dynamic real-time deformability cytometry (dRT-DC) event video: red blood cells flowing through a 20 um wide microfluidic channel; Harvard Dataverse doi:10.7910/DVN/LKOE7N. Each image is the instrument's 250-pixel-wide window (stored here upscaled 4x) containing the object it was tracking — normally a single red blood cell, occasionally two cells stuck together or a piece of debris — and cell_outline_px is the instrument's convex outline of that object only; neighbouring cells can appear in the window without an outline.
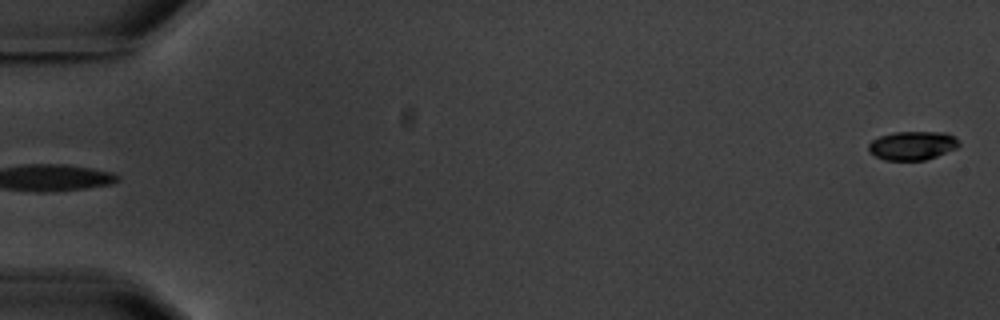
{"species": "common noctule bat (a hibernating species)", "species_latin": "Nyctalus noctula", "temperature_condition": "warm", "stored_images_in_passage": 5, "segment_of_instrument_passage": [2, 2], "camera_frame_rate_fps": 3000, "um_per_image_px": 0.085, "animal": {"sex": "male", "body_mass_g": 20.1, "forearm_length_mm": 53.5}, "frame": {"image": 1, "passage_image": 5, "time_ms": 5.667, "image_size_px": [1000, 320], "cell_outline_px": [[960, 144], [956, 148], [936, 156], [924, 160], [884, 160], [876, 156], [868, 148], [868, 144], [872, 140], [880, 136], [892, 132], [944, 132], [952, 136]], "centroid_in_image_um": [77.53, 12.37], "position_along_channel_um": 7.5, "area_um2": 14.91}}